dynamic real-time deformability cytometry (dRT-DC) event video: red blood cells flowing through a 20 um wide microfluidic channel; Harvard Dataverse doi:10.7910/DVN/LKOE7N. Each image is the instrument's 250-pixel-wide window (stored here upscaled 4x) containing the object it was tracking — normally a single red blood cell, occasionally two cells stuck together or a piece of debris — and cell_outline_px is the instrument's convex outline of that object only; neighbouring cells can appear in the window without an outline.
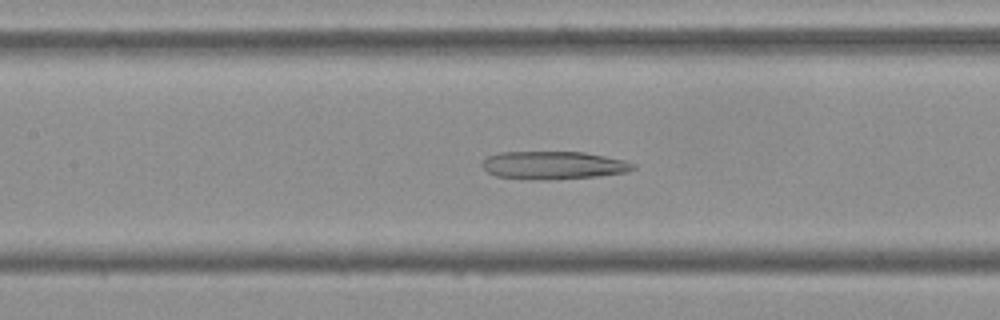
{"species": "Egyptian fruit bat (a non-hibernating species)", "species_latin": "Rousettus aegyptiacus", "temperature_condition": "cold", "stored_images_in_passage": 53, "camera_frame_rate_fps": 3000, "um_per_image_px": 0.085, "frame": {"image": 1, "passage_image": 23, "time_ms": 7.333, "image_size_px": [1000, 320], "cell_outline_px": [[636, 168], [628, 172], [596, 176], [548, 180], [528, 180], [496, 176], [488, 172], [480, 164], [488, 156], [500, 152], [584, 152], [624, 160], [636, 164]], "centroid_in_image_um": [47.04, 14.05], "position_along_channel_um": 160.4, "area_um2": 24.74}}
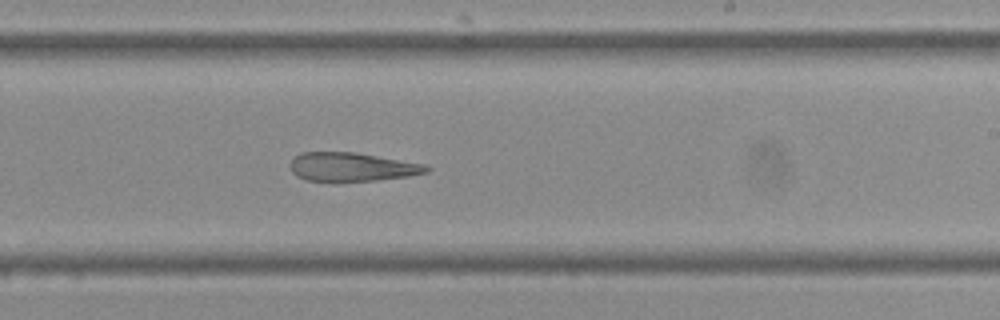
{"frame": {"image": 2, "passage_image": 31, "time_ms": 10.0, "image_size_px": [1000, 320], "cell_outline_px": [[432, 168], [428, 172], [408, 176], [376, 180], [308, 180], [296, 176], [292, 172], [292, 160], [300, 152], [356, 152], [424, 164]], "centroid_in_image_um": [29.95, 14.17], "position_along_channel_um": 259.1, "area_um2": 22.37}}
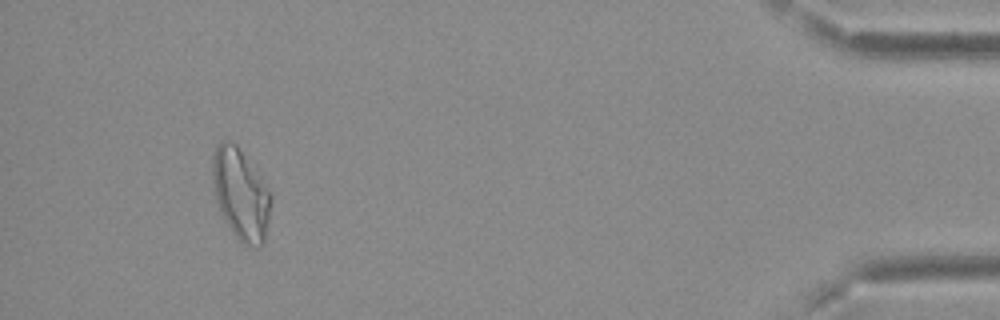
{"frame": {"image": 3, "passage_image": 49, "time_ms": 16.0, "image_size_px": [1000, 320], "cell_outline_px": [[272, 200], [264, 240], [260, 244], [248, 248], [232, 232], [216, 200], [212, 180], [212, 156], [216, 144], [220, 140], [228, 140], [236, 144], [268, 192]], "centroid_in_image_um": [20.41, 16.49], "position_along_channel_um": 414.8, "area_um2": 30.0}}